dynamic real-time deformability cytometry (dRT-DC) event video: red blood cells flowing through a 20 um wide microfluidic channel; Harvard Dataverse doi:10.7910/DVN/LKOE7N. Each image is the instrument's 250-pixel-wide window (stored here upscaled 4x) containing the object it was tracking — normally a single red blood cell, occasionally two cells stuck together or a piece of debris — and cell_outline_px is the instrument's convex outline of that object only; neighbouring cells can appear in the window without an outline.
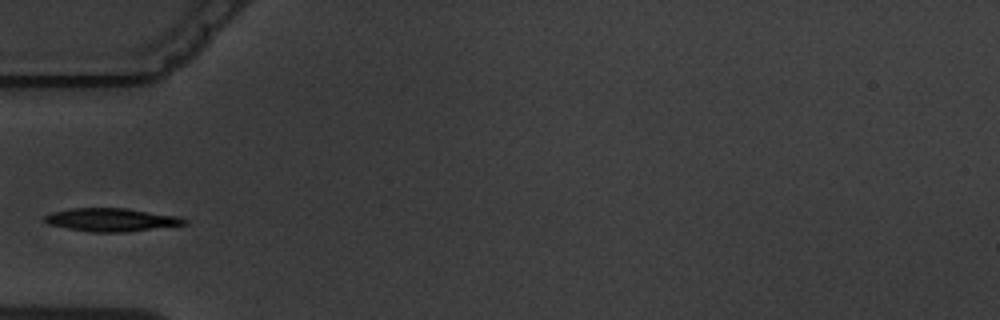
{"species": "common noctule bat (a hibernating species)", "species_latin": "Nyctalus noctula", "temperature_condition": "warm", "stored_images_in_passage": 3, "camera_frame_rate_fps": 3000, "um_per_image_px": 0.085, "animal": {"sex": "male", "body_mass_g": 19.5, "forearm_length_mm": 54.6}, "frame": {"image": 1, "passage_image": 1, "time_ms": 0.0, "image_size_px": [1000, 320], "cell_outline_px": [[188, 224], [124, 232], [92, 232], [68, 228], [48, 224], [44, 220], [44, 216], [52, 212], [68, 208], [124, 208], [176, 216], [188, 220]], "centroid_in_image_um": [9.44, 18.68], "position_along_channel_um": 75.6, "area_um2": 18.67}}